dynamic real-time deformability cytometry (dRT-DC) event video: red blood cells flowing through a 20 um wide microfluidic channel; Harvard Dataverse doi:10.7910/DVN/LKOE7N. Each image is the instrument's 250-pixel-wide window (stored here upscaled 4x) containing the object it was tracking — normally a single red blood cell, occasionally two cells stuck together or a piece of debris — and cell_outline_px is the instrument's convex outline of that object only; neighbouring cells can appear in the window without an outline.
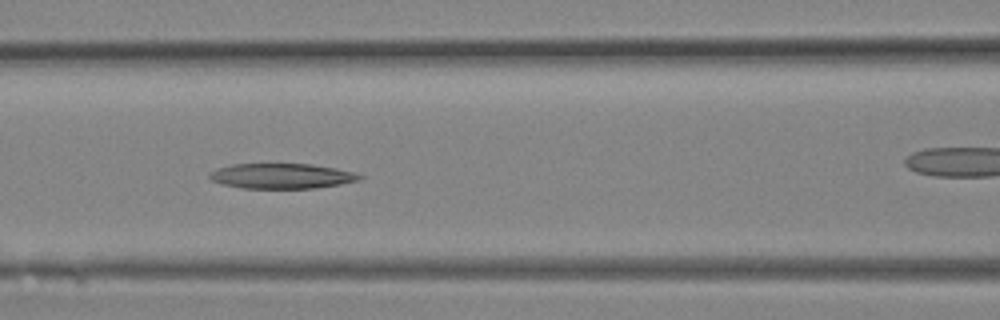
{"species": "Egyptian fruit bat (a non-hibernating species)", "species_latin": "Rousettus aegyptiacus", "temperature_condition": "room temperature", "stored_images_in_passage": 16, "camera_frame_rate_fps": 3000, "um_per_image_px": 0.085, "animal": {"sex": "female"}, "frame": {"image": 1, "passage_image": 12, "time_ms": 3.667, "image_size_px": [1000, 320], "cell_outline_px": [[364, 176], [360, 180], [340, 184], [316, 188], [244, 188], [224, 184], [212, 180], [208, 176], [208, 172], [216, 168], [232, 164], [312, 164], [336, 168], [356, 172]], "centroid_in_image_um": [23.96, 14.95], "position_along_channel_um": 142.6, "area_um2": 22.08}}